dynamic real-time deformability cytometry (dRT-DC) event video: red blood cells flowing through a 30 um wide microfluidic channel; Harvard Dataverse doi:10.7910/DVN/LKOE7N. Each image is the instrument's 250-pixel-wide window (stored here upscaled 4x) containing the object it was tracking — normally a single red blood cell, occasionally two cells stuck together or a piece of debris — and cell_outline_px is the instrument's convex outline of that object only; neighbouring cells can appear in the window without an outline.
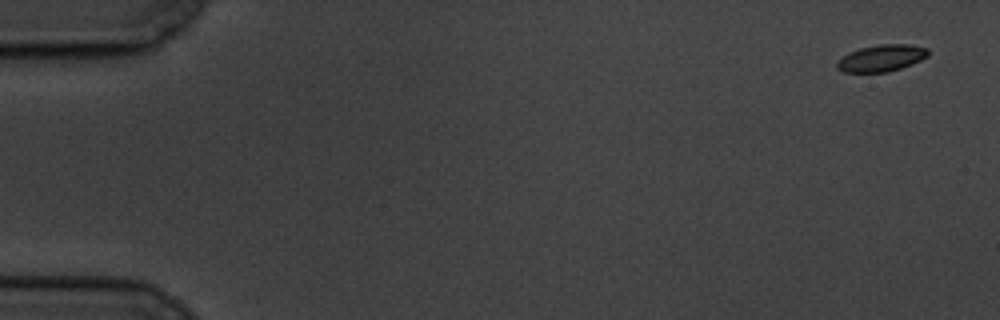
{"species": "common noctule bat (a hibernating species)", "species_latin": "Nyctalus noctula", "temperature_condition": "cold", "stored_images_in_passage": 7, "camera_frame_rate_fps": 3000, "um_per_image_px": 0.085, "animal": {"sex": "male", "body_mass_g": 19.5, "forearm_length_mm": 54.6}, "frame": {"image": 1, "passage_image": 1, "time_ms": 0.0, "image_size_px": [1000, 320], "cell_outline_px": [[928, 56], [912, 64], [888, 72], [844, 72], [836, 68], [836, 64], [848, 52], [860, 48], [880, 44], [908, 44], [928, 48]], "centroid_in_image_um": [74.93, 4.94], "position_along_channel_um": 10.1, "area_um2": 14.1}}
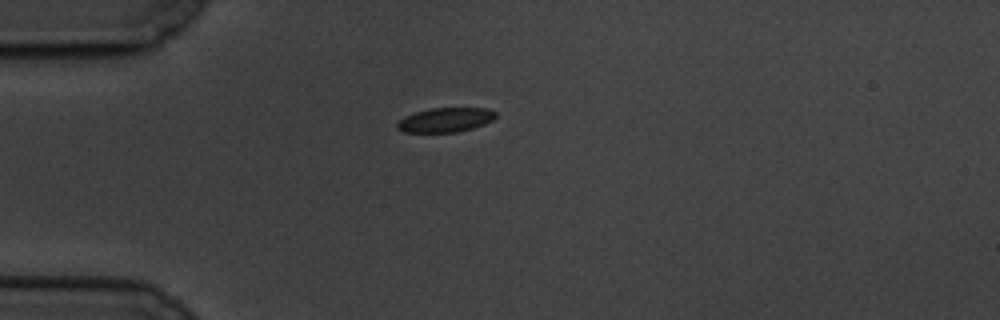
{"frame": {"image": 2, "passage_image": 5, "time_ms": 4.667, "image_size_px": [1000, 320], "cell_outline_px": [[496, 116], [492, 120], [484, 124], [472, 128], [456, 132], [404, 132], [396, 128], [396, 124], [404, 116], [428, 108], [488, 108], [496, 112]], "centroid_in_image_um": [37.85, 10.18], "position_along_channel_um": 47.1, "area_um2": 13.99}}
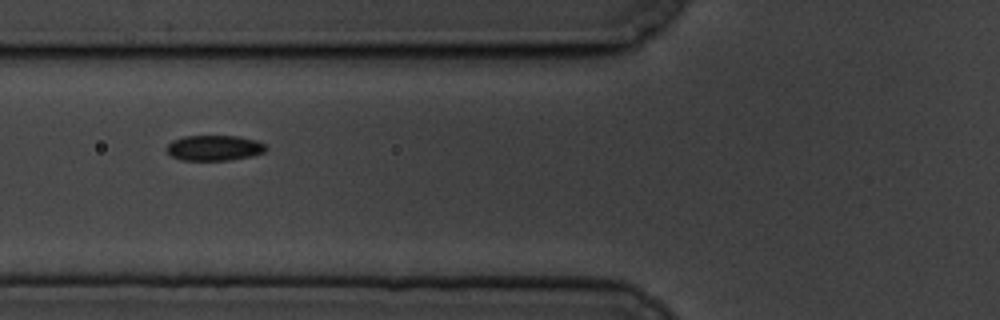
{"frame": {"image": 3, "passage_image": 7, "time_ms": 7.0, "image_size_px": [1000, 320], "cell_outline_px": [[268, 148], [264, 152], [252, 156], [228, 160], [180, 160], [172, 156], [164, 148], [172, 140], [184, 136], [240, 136], [256, 140], [264, 144]], "centroid_in_image_um": [18.2, 12.57], "position_along_channel_um": 107.6, "area_um2": 14.8}}